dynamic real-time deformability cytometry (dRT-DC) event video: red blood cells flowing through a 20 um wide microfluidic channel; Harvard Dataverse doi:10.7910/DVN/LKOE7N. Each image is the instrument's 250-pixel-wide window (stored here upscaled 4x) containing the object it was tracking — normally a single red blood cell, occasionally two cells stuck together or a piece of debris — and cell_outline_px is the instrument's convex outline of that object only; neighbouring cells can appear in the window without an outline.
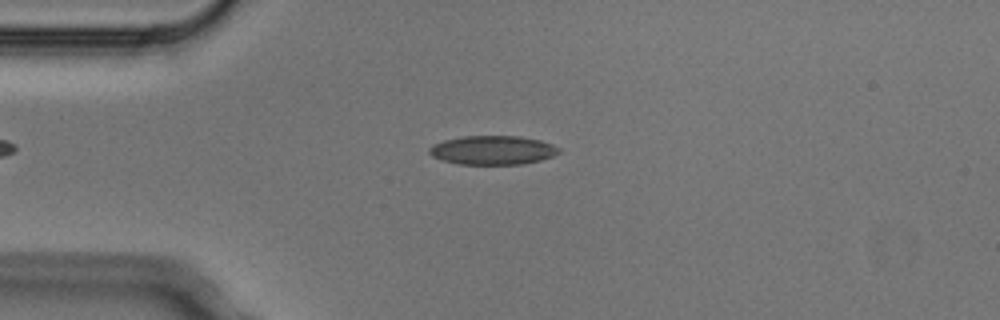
{"species": "Egyptian fruit bat (a non-hibernating species)", "species_latin": "Rousettus aegyptiacus", "temperature_condition": "cold", "stored_images_in_passage": 6, "camera_frame_rate_fps": 3000, "um_per_image_px": 0.085, "animal": {"sex": "male"}, "frame": {"image": 1, "passage_image": 3, "time_ms": 0.667, "image_size_px": [1000, 320], "cell_outline_px": [[560, 152], [552, 156], [540, 160], [524, 164], [460, 164], [444, 160], [432, 156], [428, 152], [428, 148], [432, 144], [444, 140], [464, 136], [520, 136], [540, 140], [552, 144], [560, 148]], "centroid_in_image_um": [41.88, 12.76], "position_along_channel_um": 43.1, "area_um2": 21.85}}
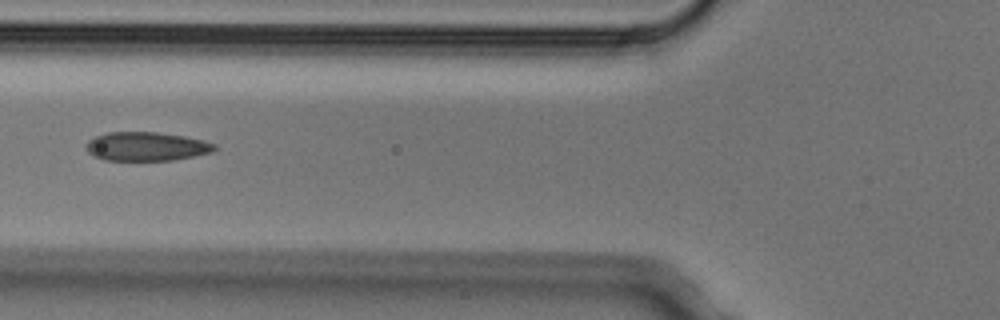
{"frame": {"image": 2, "passage_image": 5, "time_ms": 1.333, "image_size_px": [1000, 320], "cell_outline_px": [[216, 148], [212, 152], [172, 160], [104, 160], [92, 156], [88, 152], [88, 140], [96, 136], [108, 132], [156, 132], [184, 136], [216, 144]], "centroid_in_image_um": [12.42, 12.45], "position_along_channel_um": 113.4, "area_um2": 21.33}}
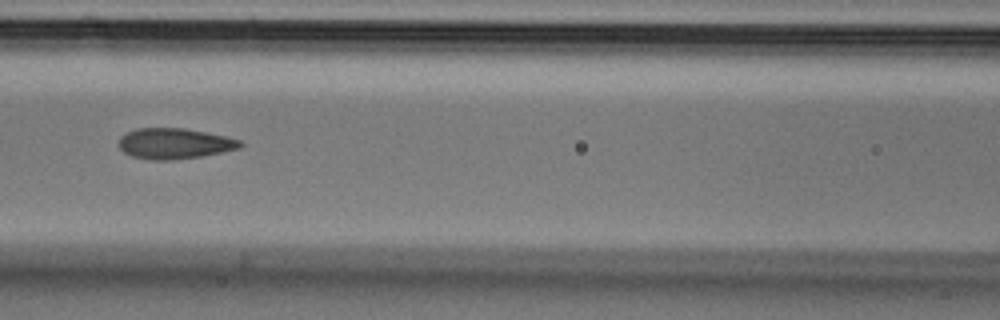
{"frame": {"image": 3, "passage_image": 6, "time_ms": 1.667, "image_size_px": [1000, 320], "cell_outline_px": [[244, 144], [240, 148], [200, 156], [172, 160], [152, 160], [132, 156], [124, 152], [120, 148], [120, 136], [136, 128], [184, 128], [228, 136], [240, 140]], "centroid_in_image_um": [14.85, 12.19], "position_along_channel_um": 151.8, "area_um2": 21.62}}